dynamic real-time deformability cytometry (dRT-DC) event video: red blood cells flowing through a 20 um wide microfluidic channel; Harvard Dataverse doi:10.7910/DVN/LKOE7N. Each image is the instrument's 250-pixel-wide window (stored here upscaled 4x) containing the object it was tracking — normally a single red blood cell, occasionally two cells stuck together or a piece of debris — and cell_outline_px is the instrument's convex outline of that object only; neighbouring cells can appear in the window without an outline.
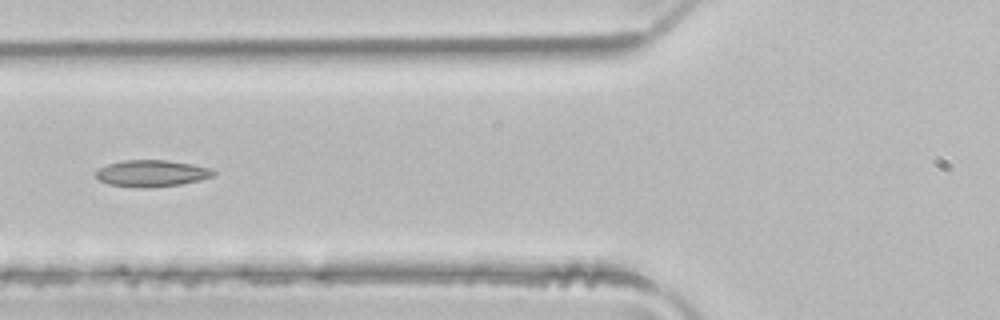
{"species": "common noctule bat (a hibernating species)", "species_latin": "Nyctalus noctula", "temperature_condition": "room temperature", "stored_images_in_passage": 5, "camera_frame_rate_fps": 3000, "um_per_image_px": 0.085, "animal": {"sex": "male", "body_mass_g": 21.5, "forearm_length_mm": 52.0}, "frame": {"image": 1, "passage_image": 5, "time_ms": 1.333, "image_size_px": [1000, 320], "cell_outline_px": [[216, 176], [200, 180], [180, 184], [144, 188], [140, 188], [108, 184], [100, 180], [96, 176], [96, 172], [100, 168], [108, 164], [124, 160], [168, 160], [192, 164], [212, 168], [216, 172]], "centroid_in_image_um": [12.95, 14.73], "position_along_channel_um": 112.9, "area_um2": 18.26}}